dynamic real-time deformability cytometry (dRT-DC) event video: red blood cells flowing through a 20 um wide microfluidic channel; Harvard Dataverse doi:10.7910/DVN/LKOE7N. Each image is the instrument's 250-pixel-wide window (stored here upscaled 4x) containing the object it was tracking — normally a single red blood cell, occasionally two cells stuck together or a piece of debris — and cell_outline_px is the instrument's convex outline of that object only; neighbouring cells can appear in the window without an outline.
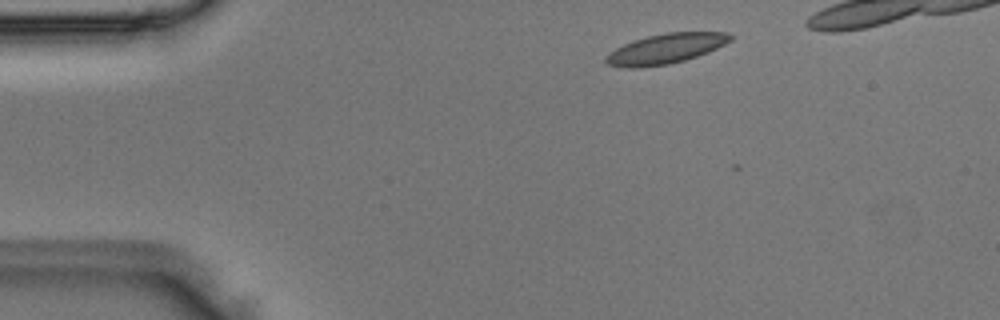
{"species": "Egyptian fruit bat (a non-hibernating species)", "species_latin": "Rousettus aegyptiacus", "temperature_condition": "room temperature", "stored_images_in_passage": 5, "camera_frame_rate_fps": 3000, "um_per_image_px": 0.085, "animal": {"sex": "male"}, "frame": {"image": 1, "passage_image": 2, "time_ms": 0.333, "image_size_px": [1000, 320], "cell_outline_px": [[732, 40], [708, 52], [684, 60], [668, 64], [636, 68], [624, 68], [608, 64], [604, 60], [604, 56], [608, 52], [632, 40], [664, 32], [728, 32], [732, 36]], "centroid_in_image_um": [56.54, 4.14], "position_along_channel_um": 28.5, "area_um2": 21.79}}
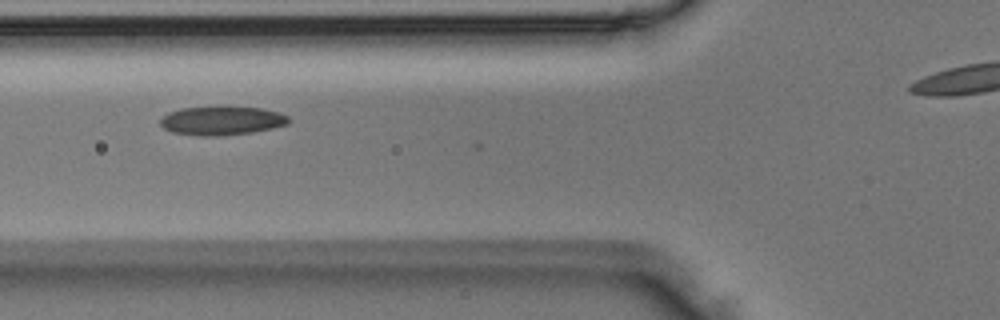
{"frame": {"image": 2, "passage_image": 5, "time_ms": 1.333, "image_size_px": [1000, 320], "cell_outline_px": [[292, 120], [288, 124], [272, 128], [252, 132], [220, 136], [200, 136], [172, 132], [164, 128], [160, 124], [160, 120], [168, 112], [180, 108], [260, 108], [280, 112], [288, 116]], "centroid_in_image_um": [18.87, 10.28], "position_along_channel_um": 106.9, "area_um2": 21.21}}